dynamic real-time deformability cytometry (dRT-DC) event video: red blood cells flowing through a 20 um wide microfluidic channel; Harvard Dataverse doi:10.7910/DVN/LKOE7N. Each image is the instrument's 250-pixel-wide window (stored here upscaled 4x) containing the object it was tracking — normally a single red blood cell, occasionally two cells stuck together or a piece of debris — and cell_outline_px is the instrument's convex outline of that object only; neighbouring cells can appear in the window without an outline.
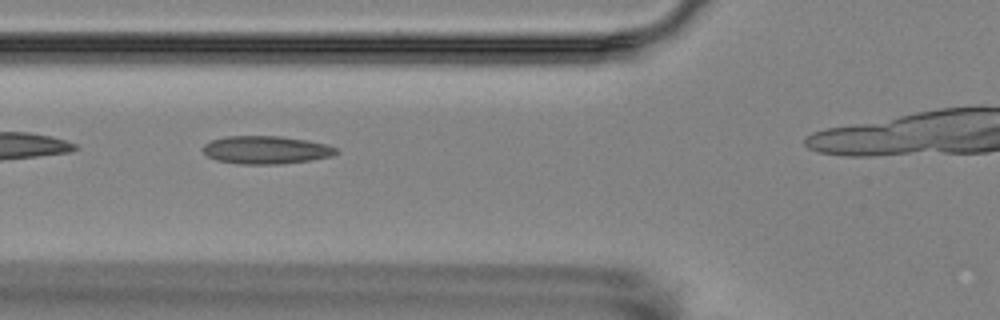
{"species": "Egyptian fruit bat (a non-hibernating species)", "species_latin": "Rousettus aegyptiacus", "temperature_condition": "room temperature", "stored_images_in_passage": 5, "camera_frame_rate_fps": 3000, "um_per_image_px": 0.085, "animal": {"sex": "female"}, "frame": {"image": 1, "passage_image": 3, "time_ms": 2.333, "image_size_px": [1000, 320], "cell_outline_px": [[340, 152], [332, 156], [308, 160], [280, 164], [240, 164], [216, 160], [208, 156], [200, 148], [204, 144], [212, 140], [228, 136], [280, 136], [308, 140], [328, 144], [336, 148]], "centroid_in_image_um": [22.62, 12.74], "position_along_channel_um": 103.2, "area_um2": 21.79}}